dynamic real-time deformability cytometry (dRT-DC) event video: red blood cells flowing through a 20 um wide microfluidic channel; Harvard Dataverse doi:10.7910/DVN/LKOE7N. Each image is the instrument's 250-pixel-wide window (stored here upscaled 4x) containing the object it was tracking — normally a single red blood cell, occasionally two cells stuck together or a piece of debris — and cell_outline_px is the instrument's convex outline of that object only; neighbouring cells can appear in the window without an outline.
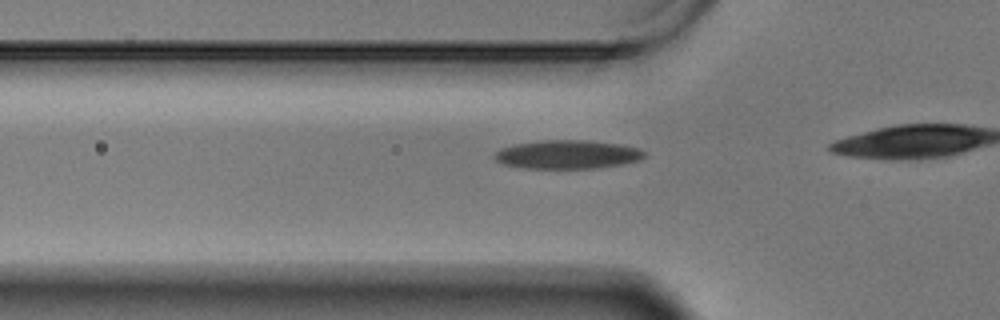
{"species": "Egyptian fruit bat (a non-hibernating species)", "species_latin": "Rousettus aegyptiacus", "temperature_condition": "warm", "stored_images_in_passage": 14, "camera_frame_rate_fps": 3000, "um_per_image_px": 0.085, "animal": {"sex": "male"}, "frame": {"image": 1, "passage_image": 8, "time_ms": 2.333, "image_size_px": [1000, 320], "cell_outline_px": [[644, 156], [640, 160], [620, 164], [596, 168], [524, 168], [504, 164], [496, 160], [492, 156], [500, 148], [516, 144], [544, 140], [584, 140], [620, 144], [640, 148], [644, 152]], "centroid_in_image_um": [48.22, 13.13], "position_along_channel_um": 77.6, "area_um2": 24.85}}
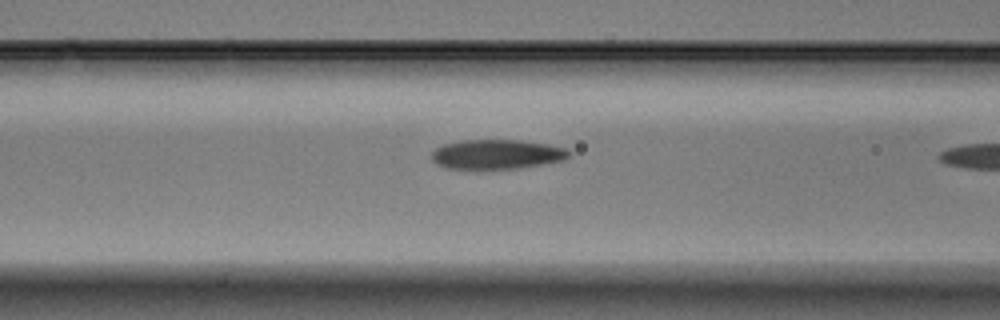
{"frame": {"image": 2, "passage_image": 12, "time_ms": 3.667, "image_size_px": [1000, 320], "cell_outline_px": [[568, 156], [564, 160], [516, 168], [444, 168], [436, 164], [432, 160], [432, 152], [436, 148], [444, 144], [460, 140], [520, 140], [548, 144], [564, 148], [568, 152]], "centroid_in_image_um": [42.17, 13.1], "position_along_channel_um": 124.4, "area_um2": 23.29}}